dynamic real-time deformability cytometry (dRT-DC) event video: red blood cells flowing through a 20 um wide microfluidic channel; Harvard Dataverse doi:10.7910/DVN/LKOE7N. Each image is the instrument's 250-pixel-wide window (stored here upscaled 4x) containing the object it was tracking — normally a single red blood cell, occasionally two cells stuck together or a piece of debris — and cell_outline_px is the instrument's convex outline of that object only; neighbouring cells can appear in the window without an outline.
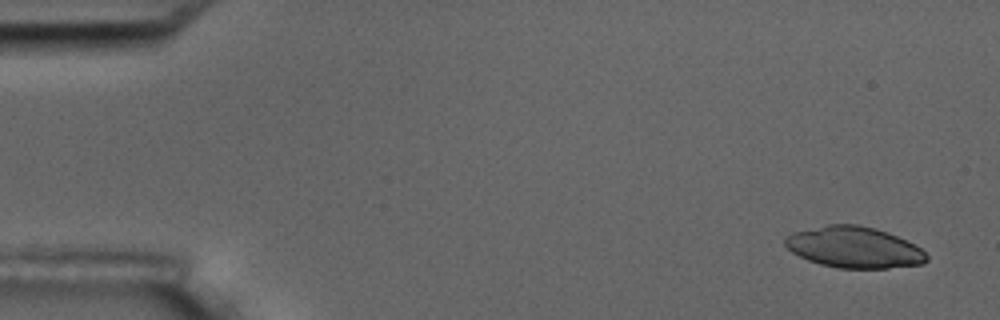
{"species": "common noctule bat (a hibernating species)", "species_latin": "Nyctalus noctula", "temperature_condition": "room temperature", "stored_images_in_passage": 5, "camera_frame_rate_fps": 3000, "um_per_image_px": 0.085, "animal": {"sex": "male", "body_mass_g": 17.5, "forearm_length_mm": 52.3}, "frame": {"image": 1, "passage_image": 1, "time_ms": 0.0, "image_size_px": [1000, 320], "cell_outline_px": [[928, 260], [924, 264], [888, 268], [836, 268], [820, 264], [808, 260], [792, 252], [784, 244], [784, 240], [788, 236], [796, 232], [828, 224], [860, 224], [876, 228], [896, 236], [920, 248], [928, 256]], "centroid_in_image_um": [72.61, 21.03], "position_along_channel_um": 12.4, "area_um2": 33.76}}